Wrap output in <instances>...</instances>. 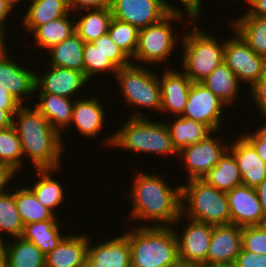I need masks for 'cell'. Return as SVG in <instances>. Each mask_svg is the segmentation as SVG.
<instances>
[{"instance_id": "22", "label": "cell", "mask_w": 266, "mask_h": 267, "mask_svg": "<svg viewBox=\"0 0 266 267\" xmlns=\"http://www.w3.org/2000/svg\"><path fill=\"white\" fill-rule=\"evenodd\" d=\"M104 112L105 108L102 106V102L95 96L88 99L76 98L72 121L68 129H71L74 125L82 136L96 138L97 135H101L100 132L105 125L104 118H106V114Z\"/></svg>"}, {"instance_id": "1", "label": "cell", "mask_w": 266, "mask_h": 267, "mask_svg": "<svg viewBox=\"0 0 266 267\" xmlns=\"http://www.w3.org/2000/svg\"><path fill=\"white\" fill-rule=\"evenodd\" d=\"M135 175L131 192L127 193L132 200L127 219L130 223L145 220L154 222L149 226L173 227L181 215V184L171 187L162 177L144 171L135 172Z\"/></svg>"}, {"instance_id": "38", "label": "cell", "mask_w": 266, "mask_h": 267, "mask_svg": "<svg viewBox=\"0 0 266 267\" xmlns=\"http://www.w3.org/2000/svg\"><path fill=\"white\" fill-rule=\"evenodd\" d=\"M138 32L139 30L135 26L115 18H112L108 28L111 40L130 58L134 56L137 49Z\"/></svg>"}, {"instance_id": "37", "label": "cell", "mask_w": 266, "mask_h": 267, "mask_svg": "<svg viewBox=\"0 0 266 267\" xmlns=\"http://www.w3.org/2000/svg\"><path fill=\"white\" fill-rule=\"evenodd\" d=\"M24 160L21 141L14 126L0 129V162L19 171L23 169Z\"/></svg>"}, {"instance_id": "9", "label": "cell", "mask_w": 266, "mask_h": 267, "mask_svg": "<svg viewBox=\"0 0 266 267\" xmlns=\"http://www.w3.org/2000/svg\"><path fill=\"white\" fill-rule=\"evenodd\" d=\"M225 40L224 63L233 71L240 82H246L251 88L263 75L266 68V58L255 53L234 32Z\"/></svg>"}, {"instance_id": "42", "label": "cell", "mask_w": 266, "mask_h": 267, "mask_svg": "<svg viewBox=\"0 0 266 267\" xmlns=\"http://www.w3.org/2000/svg\"><path fill=\"white\" fill-rule=\"evenodd\" d=\"M165 9L169 12V13H178V14H182V15H185L186 17L189 16L188 20L189 23L191 22H194V25L195 23H197L196 21L200 18L199 15L202 14V0H179L180 3H182V5L185 7L184 8V13L183 10L179 9V6H178V9L177 7L175 6V3H174V6H172L173 4L169 3V0H161ZM168 1V2H167ZM177 0V2H179ZM182 11V12H181Z\"/></svg>"}, {"instance_id": "45", "label": "cell", "mask_w": 266, "mask_h": 267, "mask_svg": "<svg viewBox=\"0 0 266 267\" xmlns=\"http://www.w3.org/2000/svg\"><path fill=\"white\" fill-rule=\"evenodd\" d=\"M67 3L69 10H71L74 14L80 13L82 15L80 12L82 9L92 10L109 7L110 0H67Z\"/></svg>"}, {"instance_id": "33", "label": "cell", "mask_w": 266, "mask_h": 267, "mask_svg": "<svg viewBox=\"0 0 266 267\" xmlns=\"http://www.w3.org/2000/svg\"><path fill=\"white\" fill-rule=\"evenodd\" d=\"M83 11L86 12L83 16L76 18L75 15V33L84 42H92L108 33L113 18L110 7Z\"/></svg>"}, {"instance_id": "19", "label": "cell", "mask_w": 266, "mask_h": 267, "mask_svg": "<svg viewBox=\"0 0 266 267\" xmlns=\"http://www.w3.org/2000/svg\"><path fill=\"white\" fill-rule=\"evenodd\" d=\"M168 68V69H167ZM159 77L161 87V111L181 116L191 88L192 81L182 71L167 67Z\"/></svg>"}, {"instance_id": "40", "label": "cell", "mask_w": 266, "mask_h": 267, "mask_svg": "<svg viewBox=\"0 0 266 267\" xmlns=\"http://www.w3.org/2000/svg\"><path fill=\"white\" fill-rule=\"evenodd\" d=\"M117 68L130 65L131 58L112 40L108 33L91 42Z\"/></svg>"}, {"instance_id": "41", "label": "cell", "mask_w": 266, "mask_h": 267, "mask_svg": "<svg viewBox=\"0 0 266 267\" xmlns=\"http://www.w3.org/2000/svg\"><path fill=\"white\" fill-rule=\"evenodd\" d=\"M242 249L256 254H266V224L243 227Z\"/></svg>"}, {"instance_id": "6", "label": "cell", "mask_w": 266, "mask_h": 267, "mask_svg": "<svg viewBox=\"0 0 266 267\" xmlns=\"http://www.w3.org/2000/svg\"><path fill=\"white\" fill-rule=\"evenodd\" d=\"M182 38V70L192 82H201L224 62L225 39L222 43L193 22Z\"/></svg>"}, {"instance_id": "7", "label": "cell", "mask_w": 266, "mask_h": 267, "mask_svg": "<svg viewBox=\"0 0 266 267\" xmlns=\"http://www.w3.org/2000/svg\"><path fill=\"white\" fill-rule=\"evenodd\" d=\"M151 70L145 65L131 63L119 68L114 77L119 82L125 103L157 112L161 111V87L159 75Z\"/></svg>"}, {"instance_id": "10", "label": "cell", "mask_w": 266, "mask_h": 267, "mask_svg": "<svg viewBox=\"0 0 266 267\" xmlns=\"http://www.w3.org/2000/svg\"><path fill=\"white\" fill-rule=\"evenodd\" d=\"M226 104L201 82H192L182 117L208 125L215 133L221 130ZM225 107V108H224ZM223 111V112H222Z\"/></svg>"}, {"instance_id": "25", "label": "cell", "mask_w": 266, "mask_h": 267, "mask_svg": "<svg viewBox=\"0 0 266 267\" xmlns=\"http://www.w3.org/2000/svg\"><path fill=\"white\" fill-rule=\"evenodd\" d=\"M46 256L29 240L16 237L5 242L3 261L5 267H45Z\"/></svg>"}, {"instance_id": "30", "label": "cell", "mask_w": 266, "mask_h": 267, "mask_svg": "<svg viewBox=\"0 0 266 267\" xmlns=\"http://www.w3.org/2000/svg\"><path fill=\"white\" fill-rule=\"evenodd\" d=\"M235 19L232 22L233 31L255 53L266 58V19L249 16L246 12Z\"/></svg>"}, {"instance_id": "8", "label": "cell", "mask_w": 266, "mask_h": 267, "mask_svg": "<svg viewBox=\"0 0 266 267\" xmlns=\"http://www.w3.org/2000/svg\"><path fill=\"white\" fill-rule=\"evenodd\" d=\"M187 17L178 13H169L160 22L149 25L140 29L138 32V45L134 56L131 58L132 63L141 62L157 66V63L167 62L170 54L174 52L177 38L174 35L171 23L188 22ZM134 60V61H133ZM136 60V61H135Z\"/></svg>"}, {"instance_id": "51", "label": "cell", "mask_w": 266, "mask_h": 267, "mask_svg": "<svg viewBox=\"0 0 266 267\" xmlns=\"http://www.w3.org/2000/svg\"><path fill=\"white\" fill-rule=\"evenodd\" d=\"M18 109H1L0 106V129H6L13 125V116Z\"/></svg>"}, {"instance_id": "31", "label": "cell", "mask_w": 266, "mask_h": 267, "mask_svg": "<svg viewBox=\"0 0 266 267\" xmlns=\"http://www.w3.org/2000/svg\"><path fill=\"white\" fill-rule=\"evenodd\" d=\"M57 220H45L32 222L24 225L22 236L36 245L46 256L54 250L61 240L66 236L60 231V224Z\"/></svg>"}, {"instance_id": "36", "label": "cell", "mask_w": 266, "mask_h": 267, "mask_svg": "<svg viewBox=\"0 0 266 267\" xmlns=\"http://www.w3.org/2000/svg\"><path fill=\"white\" fill-rule=\"evenodd\" d=\"M23 230L24 224L15 203V191L0 194V235L3 238L8 233L12 239L21 237Z\"/></svg>"}, {"instance_id": "14", "label": "cell", "mask_w": 266, "mask_h": 267, "mask_svg": "<svg viewBox=\"0 0 266 267\" xmlns=\"http://www.w3.org/2000/svg\"><path fill=\"white\" fill-rule=\"evenodd\" d=\"M181 234L175 229L178 258L183 262L201 263L208 267V250L213 225L189 219ZM177 231V232H176Z\"/></svg>"}, {"instance_id": "34", "label": "cell", "mask_w": 266, "mask_h": 267, "mask_svg": "<svg viewBox=\"0 0 266 267\" xmlns=\"http://www.w3.org/2000/svg\"><path fill=\"white\" fill-rule=\"evenodd\" d=\"M38 26L32 34L35 36V44L41 49H50L75 33V14L70 20L69 14Z\"/></svg>"}, {"instance_id": "16", "label": "cell", "mask_w": 266, "mask_h": 267, "mask_svg": "<svg viewBox=\"0 0 266 267\" xmlns=\"http://www.w3.org/2000/svg\"><path fill=\"white\" fill-rule=\"evenodd\" d=\"M48 68L41 75L36 74L35 93H49L72 99L89 81L80 71L50 65Z\"/></svg>"}, {"instance_id": "26", "label": "cell", "mask_w": 266, "mask_h": 267, "mask_svg": "<svg viewBox=\"0 0 266 267\" xmlns=\"http://www.w3.org/2000/svg\"><path fill=\"white\" fill-rule=\"evenodd\" d=\"M68 12L67 0H31L21 21L25 30L32 34L38 26L64 17Z\"/></svg>"}, {"instance_id": "56", "label": "cell", "mask_w": 266, "mask_h": 267, "mask_svg": "<svg viewBox=\"0 0 266 267\" xmlns=\"http://www.w3.org/2000/svg\"><path fill=\"white\" fill-rule=\"evenodd\" d=\"M8 3H10L14 8L15 6H18L16 4L20 3L22 0H6Z\"/></svg>"}, {"instance_id": "50", "label": "cell", "mask_w": 266, "mask_h": 267, "mask_svg": "<svg viewBox=\"0 0 266 267\" xmlns=\"http://www.w3.org/2000/svg\"><path fill=\"white\" fill-rule=\"evenodd\" d=\"M1 109H19L21 104L3 87L0 86Z\"/></svg>"}, {"instance_id": "27", "label": "cell", "mask_w": 266, "mask_h": 267, "mask_svg": "<svg viewBox=\"0 0 266 267\" xmlns=\"http://www.w3.org/2000/svg\"><path fill=\"white\" fill-rule=\"evenodd\" d=\"M84 44L85 42L76 33L72 34L47 50L51 56L48 64L84 73Z\"/></svg>"}, {"instance_id": "43", "label": "cell", "mask_w": 266, "mask_h": 267, "mask_svg": "<svg viewBox=\"0 0 266 267\" xmlns=\"http://www.w3.org/2000/svg\"><path fill=\"white\" fill-rule=\"evenodd\" d=\"M255 107L258 108L260 115L266 119V68L261 78L249 89Z\"/></svg>"}, {"instance_id": "13", "label": "cell", "mask_w": 266, "mask_h": 267, "mask_svg": "<svg viewBox=\"0 0 266 267\" xmlns=\"http://www.w3.org/2000/svg\"><path fill=\"white\" fill-rule=\"evenodd\" d=\"M5 44L0 43V86L24 105L25 96L35 93L36 71L13 61Z\"/></svg>"}, {"instance_id": "49", "label": "cell", "mask_w": 266, "mask_h": 267, "mask_svg": "<svg viewBox=\"0 0 266 267\" xmlns=\"http://www.w3.org/2000/svg\"><path fill=\"white\" fill-rule=\"evenodd\" d=\"M250 8L246 10L249 16L266 19V0H250L248 2Z\"/></svg>"}, {"instance_id": "3", "label": "cell", "mask_w": 266, "mask_h": 267, "mask_svg": "<svg viewBox=\"0 0 266 267\" xmlns=\"http://www.w3.org/2000/svg\"><path fill=\"white\" fill-rule=\"evenodd\" d=\"M175 226L138 224L123 234L130 245L131 267H174L179 261Z\"/></svg>"}, {"instance_id": "11", "label": "cell", "mask_w": 266, "mask_h": 267, "mask_svg": "<svg viewBox=\"0 0 266 267\" xmlns=\"http://www.w3.org/2000/svg\"><path fill=\"white\" fill-rule=\"evenodd\" d=\"M215 136L210 135L206 140L189 145L178 153V159L183 161L188 180L202 179L228 150V143L222 141L220 135Z\"/></svg>"}, {"instance_id": "47", "label": "cell", "mask_w": 266, "mask_h": 267, "mask_svg": "<svg viewBox=\"0 0 266 267\" xmlns=\"http://www.w3.org/2000/svg\"><path fill=\"white\" fill-rule=\"evenodd\" d=\"M17 171H15L11 166L0 162V194H3L5 190H8L10 186L9 183L13 178H16ZM7 188V189H6Z\"/></svg>"}, {"instance_id": "35", "label": "cell", "mask_w": 266, "mask_h": 267, "mask_svg": "<svg viewBox=\"0 0 266 267\" xmlns=\"http://www.w3.org/2000/svg\"><path fill=\"white\" fill-rule=\"evenodd\" d=\"M15 203L24 225L45 220H57L56 218H58L37 200L29 186L15 190Z\"/></svg>"}, {"instance_id": "15", "label": "cell", "mask_w": 266, "mask_h": 267, "mask_svg": "<svg viewBox=\"0 0 266 267\" xmlns=\"http://www.w3.org/2000/svg\"><path fill=\"white\" fill-rule=\"evenodd\" d=\"M243 227L235 224L213 225L208 250V267L234 264L242 249Z\"/></svg>"}, {"instance_id": "52", "label": "cell", "mask_w": 266, "mask_h": 267, "mask_svg": "<svg viewBox=\"0 0 266 267\" xmlns=\"http://www.w3.org/2000/svg\"><path fill=\"white\" fill-rule=\"evenodd\" d=\"M255 189L263 210V215L266 218V178Z\"/></svg>"}, {"instance_id": "24", "label": "cell", "mask_w": 266, "mask_h": 267, "mask_svg": "<svg viewBox=\"0 0 266 267\" xmlns=\"http://www.w3.org/2000/svg\"><path fill=\"white\" fill-rule=\"evenodd\" d=\"M174 122H166L169 130L172 144L175 150L179 153L183 148L206 140L215 132L206 124L194 120L186 119L182 116H173ZM175 119V120H174Z\"/></svg>"}, {"instance_id": "2", "label": "cell", "mask_w": 266, "mask_h": 267, "mask_svg": "<svg viewBox=\"0 0 266 267\" xmlns=\"http://www.w3.org/2000/svg\"><path fill=\"white\" fill-rule=\"evenodd\" d=\"M13 126L21 141L24 157L32 161L33 169L61 167L65 151L63 137L35 107L21 105L13 116Z\"/></svg>"}, {"instance_id": "29", "label": "cell", "mask_w": 266, "mask_h": 267, "mask_svg": "<svg viewBox=\"0 0 266 267\" xmlns=\"http://www.w3.org/2000/svg\"><path fill=\"white\" fill-rule=\"evenodd\" d=\"M37 177L39 178L32 186H30V190L34 193L37 200L45 207L50 209L56 216L57 211L56 208L64 202V186H62L61 182L56 181L54 177L51 175L55 171H59L60 168L51 169H35ZM39 176V177H38ZM56 209V210H55Z\"/></svg>"}, {"instance_id": "23", "label": "cell", "mask_w": 266, "mask_h": 267, "mask_svg": "<svg viewBox=\"0 0 266 267\" xmlns=\"http://www.w3.org/2000/svg\"><path fill=\"white\" fill-rule=\"evenodd\" d=\"M39 102L34 107L49 121L52 127L62 135L72 121L75 100L60 95L37 93ZM62 129V130H61Z\"/></svg>"}, {"instance_id": "53", "label": "cell", "mask_w": 266, "mask_h": 267, "mask_svg": "<svg viewBox=\"0 0 266 267\" xmlns=\"http://www.w3.org/2000/svg\"><path fill=\"white\" fill-rule=\"evenodd\" d=\"M264 120H266L264 118ZM253 132L263 141H265L266 144V123L262 127L255 128V131Z\"/></svg>"}, {"instance_id": "54", "label": "cell", "mask_w": 266, "mask_h": 267, "mask_svg": "<svg viewBox=\"0 0 266 267\" xmlns=\"http://www.w3.org/2000/svg\"><path fill=\"white\" fill-rule=\"evenodd\" d=\"M174 267H206V266L201 263L183 262L179 260Z\"/></svg>"}, {"instance_id": "39", "label": "cell", "mask_w": 266, "mask_h": 267, "mask_svg": "<svg viewBox=\"0 0 266 267\" xmlns=\"http://www.w3.org/2000/svg\"><path fill=\"white\" fill-rule=\"evenodd\" d=\"M84 75L91 82V77L102 73L112 72L113 76L117 68L96 48L91 42H85L83 51Z\"/></svg>"}, {"instance_id": "46", "label": "cell", "mask_w": 266, "mask_h": 267, "mask_svg": "<svg viewBox=\"0 0 266 267\" xmlns=\"http://www.w3.org/2000/svg\"><path fill=\"white\" fill-rule=\"evenodd\" d=\"M14 7L8 3L6 0H0V43H6L5 39L7 32L6 29V20L8 21V17L13 12Z\"/></svg>"}, {"instance_id": "48", "label": "cell", "mask_w": 266, "mask_h": 267, "mask_svg": "<svg viewBox=\"0 0 266 267\" xmlns=\"http://www.w3.org/2000/svg\"><path fill=\"white\" fill-rule=\"evenodd\" d=\"M245 132L242 136L254 147L258 156L266 163V144L254 132Z\"/></svg>"}, {"instance_id": "4", "label": "cell", "mask_w": 266, "mask_h": 267, "mask_svg": "<svg viewBox=\"0 0 266 267\" xmlns=\"http://www.w3.org/2000/svg\"><path fill=\"white\" fill-rule=\"evenodd\" d=\"M133 112L118 130L112 135L107 134V138H104L105 144L131 152L165 154L167 157L168 154H176L178 157L165 122L151 121L140 110L136 114V111Z\"/></svg>"}, {"instance_id": "32", "label": "cell", "mask_w": 266, "mask_h": 267, "mask_svg": "<svg viewBox=\"0 0 266 267\" xmlns=\"http://www.w3.org/2000/svg\"><path fill=\"white\" fill-rule=\"evenodd\" d=\"M201 83L218 96L226 105L235 103L238 98L240 81L233 71L222 62Z\"/></svg>"}, {"instance_id": "18", "label": "cell", "mask_w": 266, "mask_h": 267, "mask_svg": "<svg viewBox=\"0 0 266 267\" xmlns=\"http://www.w3.org/2000/svg\"><path fill=\"white\" fill-rule=\"evenodd\" d=\"M90 240L86 267H131L129 240L123 233L94 246Z\"/></svg>"}, {"instance_id": "55", "label": "cell", "mask_w": 266, "mask_h": 267, "mask_svg": "<svg viewBox=\"0 0 266 267\" xmlns=\"http://www.w3.org/2000/svg\"><path fill=\"white\" fill-rule=\"evenodd\" d=\"M6 238H1L0 235V259H3V255H4V248H5V242L4 241Z\"/></svg>"}, {"instance_id": "57", "label": "cell", "mask_w": 266, "mask_h": 267, "mask_svg": "<svg viewBox=\"0 0 266 267\" xmlns=\"http://www.w3.org/2000/svg\"><path fill=\"white\" fill-rule=\"evenodd\" d=\"M211 267H237L235 264L214 265Z\"/></svg>"}, {"instance_id": "17", "label": "cell", "mask_w": 266, "mask_h": 267, "mask_svg": "<svg viewBox=\"0 0 266 267\" xmlns=\"http://www.w3.org/2000/svg\"><path fill=\"white\" fill-rule=\"evenodd\" d=\"M226 196L232 224L241 227L266 224L255 188L240 185L227 192Z\"/></svg>"}, {"instance_id": "21", "label": "cell", "mask_w": 266, "mask_h": 267, "mask_svg": "<svg viewBox=\"0 0 266 267\" xmlns=\"http://www.w3.org/2000/svg\"><path fill=\"white\" fill-rule=\"evenodd\" d=\"M89 236L67 234L45 258L46 267H86Z\"/></svg>"}, {"instance_id": "20", "label": "cell", "mask_w": 266, "mask_h": 267, "mask_svg": "<svg viewBox=\"0 0 266 267\" xmlns=\"http://www.w3.org/2000/svg\"><path fill=\"white\" fill-rule=\"evenodd\" d=\"M228 150L237 161L242 176V185L256 188L266 178V163L254 147L242 136H237Z\"/></svg>"}, {"instance_id": "5", "label": "cell", "mask_w": 266, "mask_h": 267, "mask_svg": "<svg viewBox=\"0 0 266 267\" xmlns=\"http://www.w3.org/2000/svg\"><path fill=\"white\" fill-rule=\"evenodd\" d=\"M187 181L186 184L181 185V215L174 223L175 226L179 225L184 218L186 221L191 219L212 225L231 223L225 192L219 191L202 179Z\"/></svg>"}, {"instance_id": "44", "label": "cell", "mask_w": 266, "mask_h": 267, "mask_svg": "<svg viewBox=\"0 0 266 267\" xmlns=\"http://www.w3.org/2000/svg\"><path fill=\"white\" fill-rule=\"evenodd\" d=\"M234 264L237 267H266V254H256L241 249Z\"/></svg>"}, {"instance_id": "28", "label": "cell", "mask_w": 266, "mask_h": 267, "mask_svg": "<svg viewBox=\"0 0 266 267\" xmlns=\"http://www.w3.org/2000/svg\"><path fill=\"white\" fill-rule=\"evenodd\" d=\"M202 180L225 193L242 185L240 169L232 153L227 150Z\"/></svg>"}, {"instance_id": "12", "label": "cell", "mask_w": 266, "mask_h": 267, "mask_svg": "<svg viewBox=\"0 0 266 267\" xmlns=\"http://www.w3.org/2000/svg\"><path fill=\"white\" fill-rule=\"evenodd\" d=\"M109 7L113 18L138 30L160 22L169 14L161 0H110Z\"/></svg>"}, {"instance_id": "58", "label": "cell", "mask_w": 266, "mask_h": 267, "mask_svg": "<svg viewBox=\"0 0 266 267\" xmlns=\"http://www.w3.org/2000/svg\"><path fill=\"white\" fill-rule=\"evenodd\" d=\"M0 267H5L3 259H0Z\"/></svg>"}]
</instances>
